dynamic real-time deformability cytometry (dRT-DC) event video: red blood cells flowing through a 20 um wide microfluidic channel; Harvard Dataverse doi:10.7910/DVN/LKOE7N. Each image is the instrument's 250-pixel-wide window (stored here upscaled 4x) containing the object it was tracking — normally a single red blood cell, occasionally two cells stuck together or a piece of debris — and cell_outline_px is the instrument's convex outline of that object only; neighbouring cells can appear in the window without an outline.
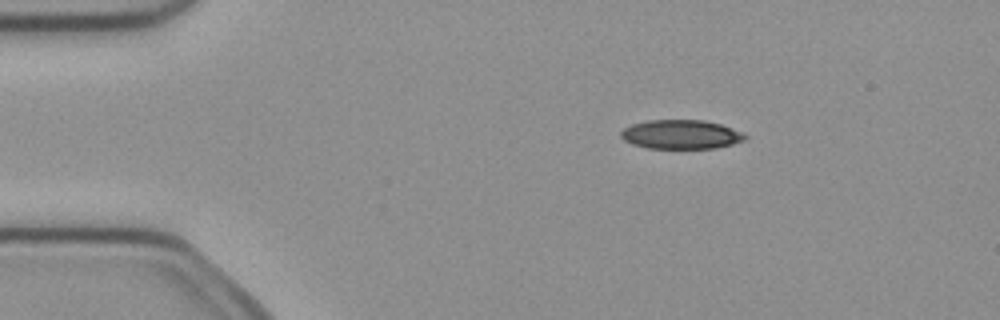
{"species": "common noctule bat (a hibernating species)", "species_latin": "Nyctalus noctula", "temperature_condition": "cold", "stored_images_in_passage": 7, "camera_frame_rate_fps": 3000, "um_per_image_px": 0.085, "animal": {"sex": "female", "body_mass_g": 21.9}, "frame": {"image": 1, "passage_image": 3, "time_ms": 0.667, "image_size_px": [1000, 320], "cell_outline_px": [[748, 136], [744, 140], [732, 144], [716, 148], [648, 148], [632, 144], [624, 140], [620, 136], [620, 132], [624, 128], [632, 124], [648, 120], [704, 120], [720, 124], [740, 132]], "centroid_in_image_um": [57.85, 11.42], "position_along_channel_um": 27.1, "area_um2": 20.92}}
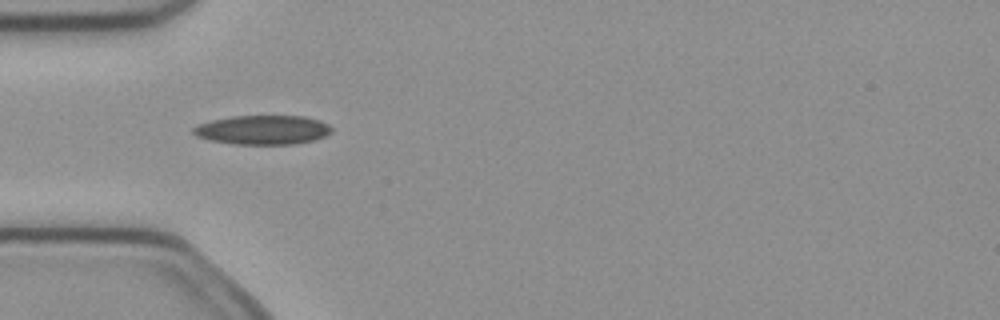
{"frame": {"image": 2, "passage_image": 5, "time_ms": 1.333, "image_size_px": [1000, 320], "cell_outline_px": [[332, 132], [316, 140], [296, 144], [232, 144], [208, 140], [196, 136], [192, 132], [192, 128], [196, 124], [212, 120], [232, 116], [304, 116], [320, 120], [328, 124], [332, 128]], "centroid_in_image_um": [22.32, 11.04], "position_along_channel_um": 62.7, "area_um2": 23.81}}
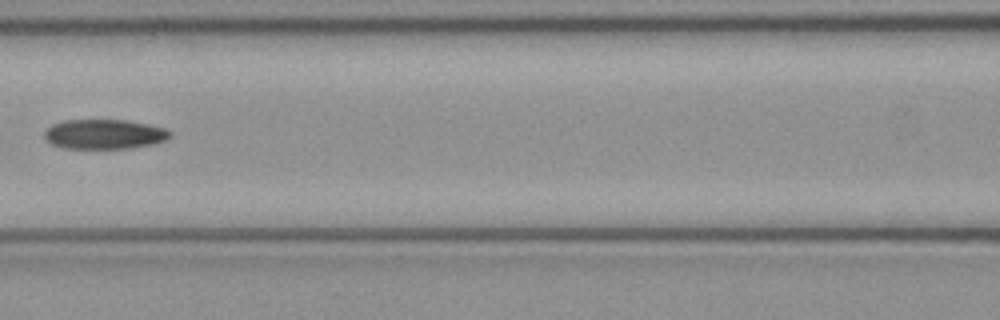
{"frame": {"image": 3, "passage_image": 7, "time_ms": 2.0, "image_size_px": [1000, 320], "cell_outline_px": [[172, 136], [164, 140], [152, 144], [132, 148], [64, 148], [52, 144], [44, 136], [44, 132], [52, 124], [64, 120], [124, 120], [148, 124], [164, 128], [172, 132]], "centroid_in_image_um": [8.87, 11.4], "position_along_channel_um": 157.7, "area_um2": 21.62}}